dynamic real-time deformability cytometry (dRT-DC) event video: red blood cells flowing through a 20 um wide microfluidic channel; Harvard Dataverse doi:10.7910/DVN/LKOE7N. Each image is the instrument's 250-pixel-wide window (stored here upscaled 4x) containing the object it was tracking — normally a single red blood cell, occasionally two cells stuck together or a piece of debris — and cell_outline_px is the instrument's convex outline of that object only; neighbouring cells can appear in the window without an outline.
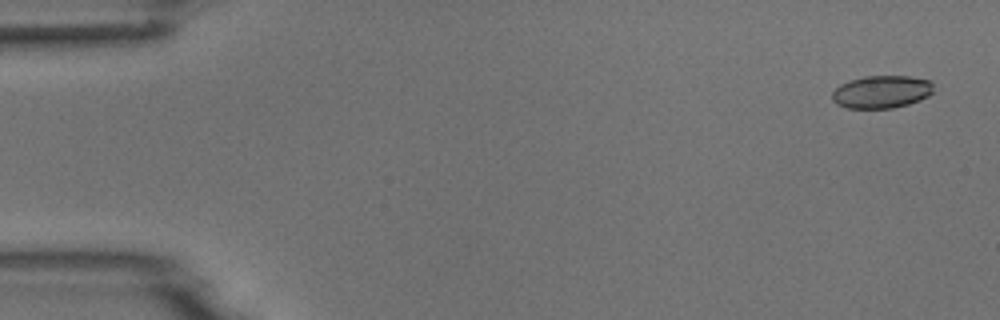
{"species": "common noctule bat (a hibernating species)", "species_latin": "Nyctalus noctula", "temperature_condition": "room temperature", "stored_images_in_passage": 4, "camera_frame_rate_fps": 3000, "um_per_image_px": 0.085, "animal": {"sex": "male", "body_mass_g": 18.8}, "frame": {"image": 1, "passage_image": 1, "time_ms": 0.0, "image_size_px": [1000, 320], "cell_outline_px": [[932, 92], [928, 96], [920, 100], [908, 104], [892, 108], [848, 108], [836, 104], [832, 100], [832, 92], [840, 84], [848, 80], [864, 76], [908, 76], [932, 80]], "centroid_in_image_um": [74.92, 7.8], "position_along_channel_um": 10.1, "area_um2": 19.42}}
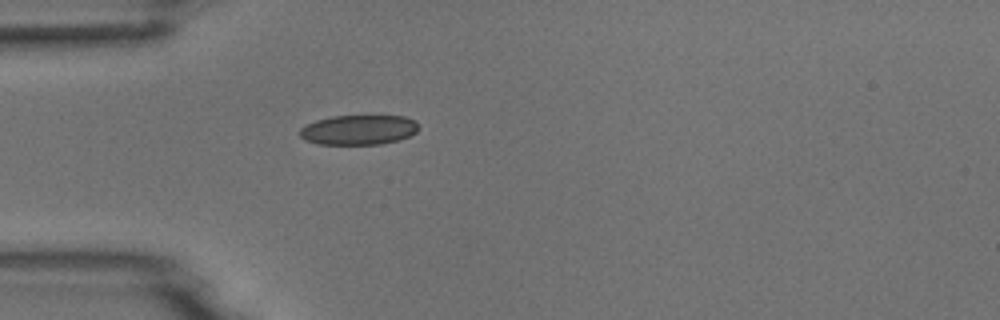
{"frame": {"image": 2, "passage_image": 4, "time_ms": 4.333, "image_size_px": [1000, 320], "cell_outline_px": [[416, 132], [408, 136], [396, 140], [380, 144], [316, 144], [304, 140], [300, 136], [300, 128], [304, 124], [316, 120], [332, 116], [404, 116], [416, 120]], "centroid_in_image_um": [30.42, 11.03], "position_along_channel_um": 54.6, "area_um2": 20.58}}